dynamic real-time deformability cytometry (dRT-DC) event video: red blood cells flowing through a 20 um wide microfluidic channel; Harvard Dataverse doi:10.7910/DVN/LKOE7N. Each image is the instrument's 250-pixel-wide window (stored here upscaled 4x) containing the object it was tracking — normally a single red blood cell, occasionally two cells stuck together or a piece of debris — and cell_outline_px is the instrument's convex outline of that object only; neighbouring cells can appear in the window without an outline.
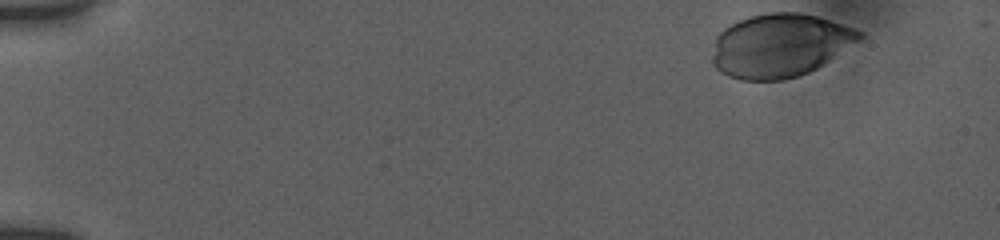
{"species": "human", "species_latin": "Homo sapiens", "temperature_condition": "room temperature", "stored_images_in_passage": 43, "camera_frame_rate_fps": 3000, "um_per_image_px": 0.085, "donor": {"sex": "female"}, "frame": {"image": 1, "passage_image": 1, "time_ms": 0.0, "image_size_px": [1000, 240], "cell_outline_px": [[864, 36], [860, 40], [824, 64], [800, 76], [784, 80], [740, 80], [728, 76], [720, 72], [712, 64], [712, 56], [716, 36], [724, 28], [740, 20], [752, 16], [768, 12], [800, 12], [816, 16], [864, 32]], "centroid_in_image_um": [66.27, 3.88], "position_along_channel_um": 18.7, "area_um2": 54.33}}
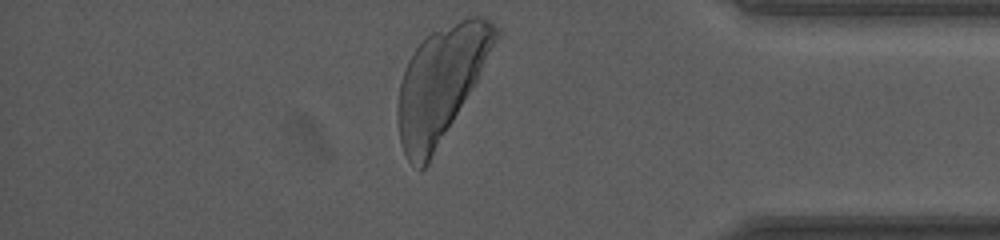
{"frame": {"image": 2, "passage_image": 43, "time_ms": 14.0, "image_size_px": [1000, 240], "cell_outline_px": [[500, 32], [476, 80], [428, 164], [420, 172], [408, 160], [400, 144], [396, 116], [400, 84], [408, 60], [416, 48], [432, 32], [468, 16], [484, 16]], "centroid_in_image_um": [37.42, 7.14], "position_along_channel_um": 397.8, "area_um2": 63.0}}